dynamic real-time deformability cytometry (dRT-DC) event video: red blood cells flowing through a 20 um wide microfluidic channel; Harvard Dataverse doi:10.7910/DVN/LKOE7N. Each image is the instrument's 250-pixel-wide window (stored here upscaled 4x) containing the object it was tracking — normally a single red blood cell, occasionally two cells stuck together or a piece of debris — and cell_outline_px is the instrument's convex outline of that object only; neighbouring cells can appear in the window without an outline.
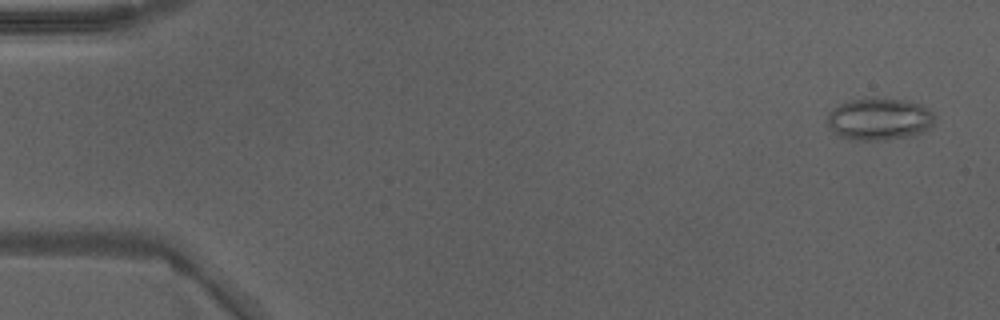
{"species": "Egyptian fruit bat (a non-hibernating species)", "species_latin": "Rousettus aegyptiacus", "temperature_condition": "warm", "stored_images_in_passage": 47, "camera_frame_rate_fps": 3000, "um_per_image_px": 0.085, "animal": {"sex": "male"}, "frame": {"image": 1, "passage_image": 1, "time_ms": 0.0, "image_size_px": [1000, 320], "cell_outline_px": [[936, 116], [932, 124], [924, 132], [916, 136], [880, 140], [852, 140], [840, 136], [828, 128], [828, 112], [832, 108], [840, 104], [852, 100], [868, 96], [876, 96], [908, 100], [920, 104], [928, 108]], "centroid_in_image_um": [74.75, 10.1], "position_along_channel_um": 10.2, "area_um2": 27.11}}
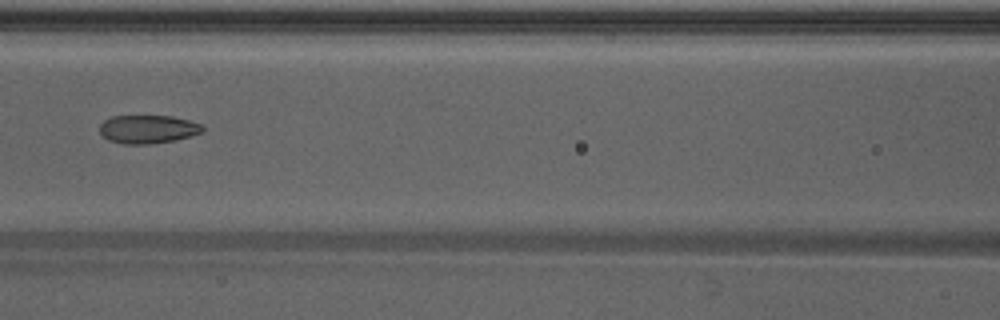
{"frame": {"image": 2, "passage_image": 21, "time_ms": 6.667, "image_size_px": [1000, 320], "cell_outline_px": [[204, 132], [192, 136], [176, 140], [152, 144], [124, 144], [108, 140], [100, 132], [100, 124], [104, 120], [112, 116], [172, 116], [188, 120], [200, 124], [204, 128]], "centroid_in_image_um": [12.59, 10.99], "position_along_channel_um": 154.0, "area_um2": 17.11}}
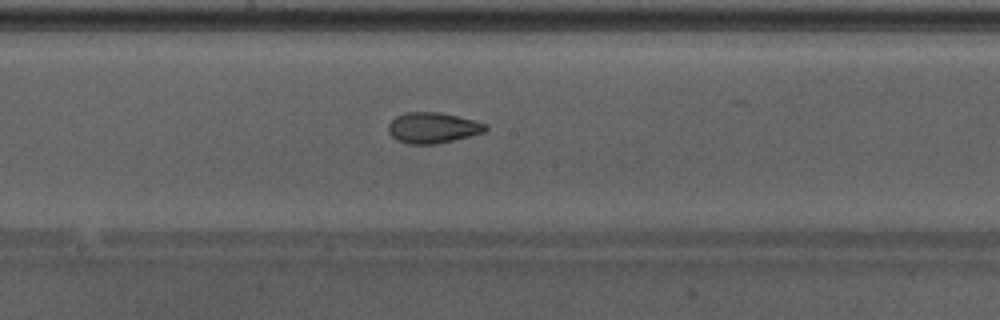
{"frame": {"image": 3, "passage_image": 25, "time_ms": 8.0, "image_size_px": [1000, 320], "cell_outline_px": [[488, 128], [484, 132], [436, 144], [408, 144], [396, 140], [388, 132], [388, 124], [396, 116], [404, 112], [440, 112], [472, 120], [484, 124]], "centroid_in_image_um": [36.72, 10.86], "position_along_channel_um": 211.5, "area_um2": 17.22}, "authors_computed_cell_mechanics": {"area_um2": 18.6116, "velocity_mm_per_s": 4.3159, "shape_relaxation_time_tau1_ms": 4.9889, "shape_relaxation_time_tau2_ms": 1.66, "deformation_change_tau1": 0.1468, "deformation_change_tau2": 0.0778}}